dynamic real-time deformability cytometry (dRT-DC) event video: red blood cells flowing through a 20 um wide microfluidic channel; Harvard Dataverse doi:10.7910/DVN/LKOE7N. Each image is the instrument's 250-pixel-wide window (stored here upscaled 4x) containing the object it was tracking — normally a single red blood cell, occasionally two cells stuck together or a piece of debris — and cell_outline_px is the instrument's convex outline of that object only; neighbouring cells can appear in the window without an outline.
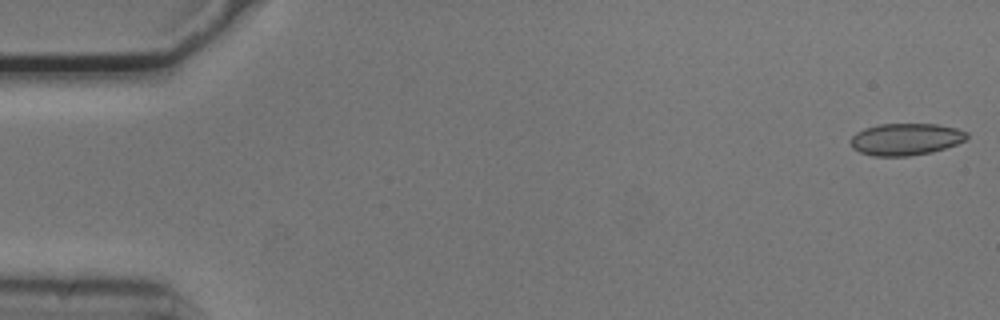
{"species": "common noctule bat (a hibernating species)", "species_latin": "Nyctalus noctula", "temperature_condition": "cold", "stored_images_in_passage": 54, "camera_frame_rate_fps": 3000, "um_per_image_px": 0.085, "animal": {"sex": "male", "body_mass_g": 20.5, "forearm_length_mm": 52.5}, "frame": {"image": 1, "passage_image": 1, "time_ms": 0.0, "image_size_px": [1000, 320], "cell_outline_px": [[968, 136], [964, 140], [956, 144], [932, 152], [908, 156], [872, 156], [860, 152], [852, 148], [848, 140], [856, 132], [864, 128], [880, 124], [936, 124], [956, 128], [968, 132]], "centroid_in_image_um": [76.94, 11.83], "position_along_channel_um": 8.1, "area_um2": 21.73}}
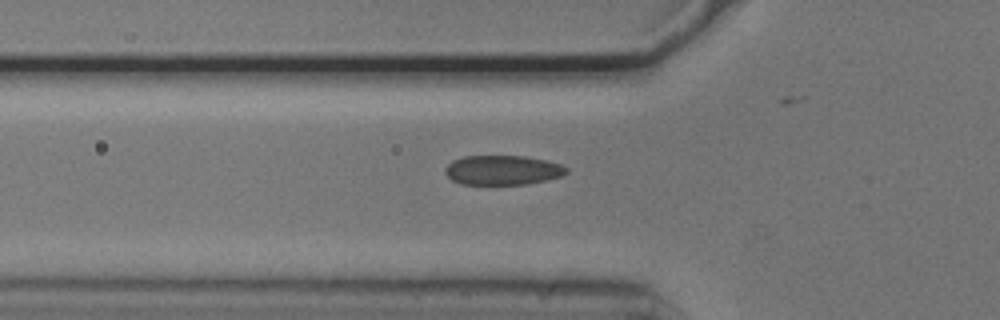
{"frame": {"image": 2, "passage_image": 18, "time_ms": 5.667, "image_size_px": [1000, 320], "cell_outline_px": [[568, 172], [560, 176], [528, 184], [460, 184], [452, 180], [444, 172], [444, 168], [452, 160], [464, 156], [524, 156], [544, 160], [560, 164], [568, 168]], "centroid_in_image_um": [42.68, 14.46], "position_along_channel_um": 83.1, "area_um2": 20.81}}
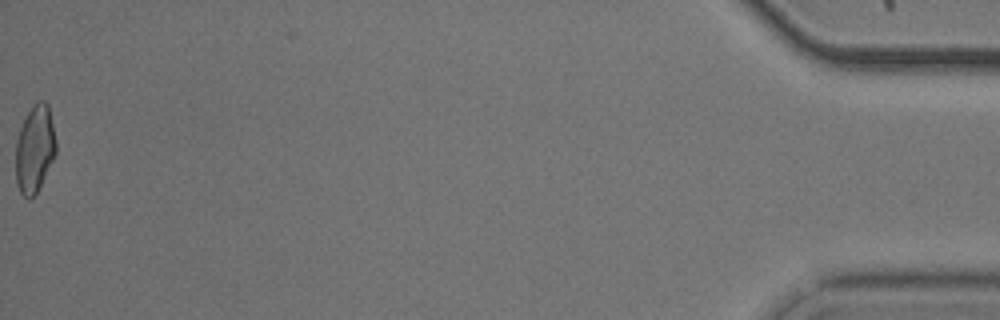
{"frame": {"image": 3, "passage_image": 54, "time_ms": 17.667, "image_size_px": [1000, 320], "cell_outline_px": [[56, 152], [36, 192], [28, 200], [20, 192], [16, 184], [16, 140], [20, 128], [28, 112], [36, 100], [44, 100], [48, 104], [56, 140]], "centroid_in_image_um": [2.94, 12.62], "position_along_channel_um": 432.3, "area_um2": 20.23}, "authors_computed_cell_mechanics": {"area_um2": 21.1548, "velocity_mm_per_s": 3.7405, "shape_relaxation_time_tau1_ms": 5.4964, "shape_relaxation_time_tau2_ms": 1.225, "deformation_change_tau1": 0.1293, "deformation_change_tau2": 0.0569}}